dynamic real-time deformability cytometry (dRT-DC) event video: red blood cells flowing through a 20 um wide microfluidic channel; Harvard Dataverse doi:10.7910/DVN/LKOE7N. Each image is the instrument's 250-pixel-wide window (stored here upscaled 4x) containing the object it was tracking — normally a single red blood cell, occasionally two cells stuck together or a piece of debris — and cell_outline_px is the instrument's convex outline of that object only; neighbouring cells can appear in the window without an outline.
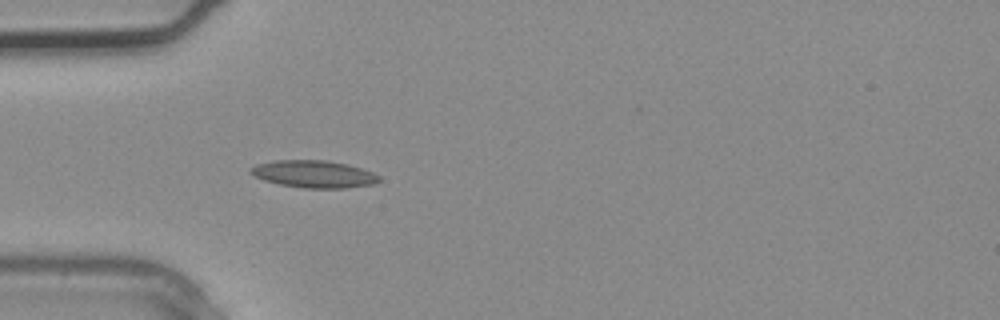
{"species": "common noctule bat (a hibernating species)", "species_latin": "Nyctalus noctula", "temperature_condition": "warm", "stored_images_in_passage": 3, "camera_frame_rate_fps": 3000, "um_per_image_px": 0.085, "animal": {"sex": "male", "body_mass_g": 20.4}, "frame": {"image": 1, "passage_image": 3, "time_ms": 0.667, "image_size_px": [1000, 320], "cell_outline_px": [[380, 180], [376, 184], [348, 188], [304, 188], [280, 184], [264, 180], [248, 172], [248, 168], [256, 164], [276, 160], [328, 160], [348, 164], [372, 172], [380, 176]], "centroid_in_image_um": [26.69, 14.79], "position_along_channel_um": 58.3, "area_um2": 20.58}}